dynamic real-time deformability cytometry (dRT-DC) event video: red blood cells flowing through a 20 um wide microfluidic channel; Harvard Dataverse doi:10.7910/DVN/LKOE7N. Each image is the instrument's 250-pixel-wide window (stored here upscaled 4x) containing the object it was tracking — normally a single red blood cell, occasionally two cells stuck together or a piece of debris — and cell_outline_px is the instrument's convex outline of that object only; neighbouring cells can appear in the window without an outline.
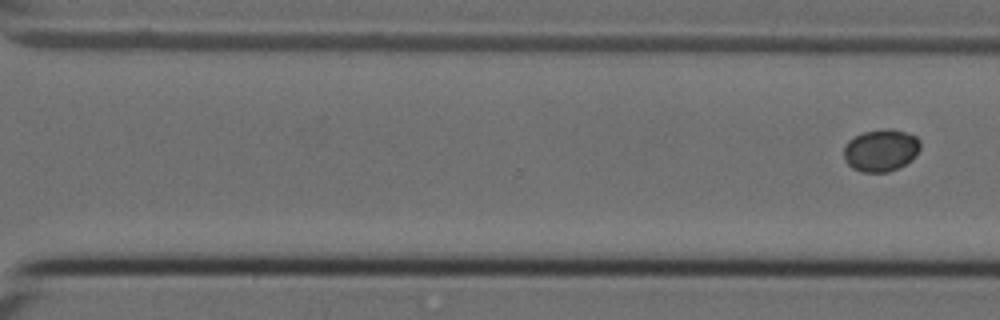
{"species": "Egyptian fruit bat (a non-hibernating species)", "species_latin": "Rousettus aegyptiacus", "temperature_condition": "cold", "stored_images_in_passage": 11, "camera_frame_rate_fps": 3000, "um_per_image_px": 0.085, "animal": {"sex": "female"}, "frame": {"image": 1, "passage_image": 11, "time_ms": 3.333, "image_size_px": [1000, 320], "cell_outline_px": [[920, 148], [916, 156], [912, 160], [888, 172], [860, 172], [852, 168], [844, 160], [844, 144], [848, 140], [864, 132], [884, 128], [888, 128], [904, 132], [916, 136], [920, 140]], "centroid_in_image_um": [74.86, 12.78], "position_along_channel_um": 295.7, "area_um2": 18.9}}